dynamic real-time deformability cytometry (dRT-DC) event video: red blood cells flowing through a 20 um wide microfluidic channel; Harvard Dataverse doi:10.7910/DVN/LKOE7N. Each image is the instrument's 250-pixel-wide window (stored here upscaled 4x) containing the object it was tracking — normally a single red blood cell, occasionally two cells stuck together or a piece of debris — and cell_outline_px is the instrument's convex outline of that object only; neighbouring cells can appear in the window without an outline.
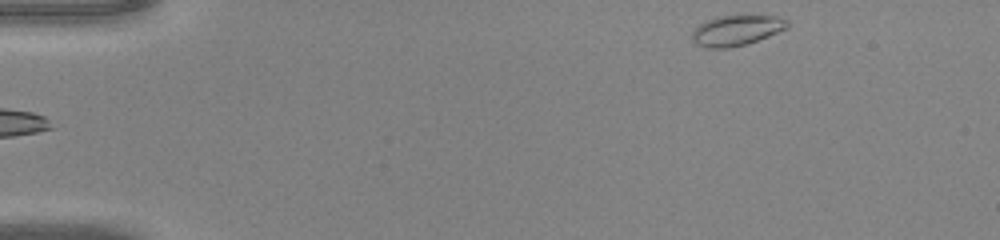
{"species": "common noctule bat (a hibernating species)", "species_latin": "Nyctalus noctula", "temperature_condition": "warm", "stored_images_in_passage": 42, "camera_frame_rate_fps": 3000, "um_per_image_px": 0.085, "animal": {"sex": "male", "body_mass_g": 20.0, "forearm_length_mm": 53.3}, "frame": {"image": 1, "passage_image": 1, "time_ms": 0.0, "image_size_px": [1000, 240], "cell_outline_px": [[788, 28], [748, 44], [728, 48], [704, 48], [696, 44], [692, 40], [692, 32], [704, 20], [716, 16], [776, 16], [788, 20]], "centroid_in_image_um": [62.58, 2.59], "position_along_channel_um": 22.4, "area_um2": 16.94}}
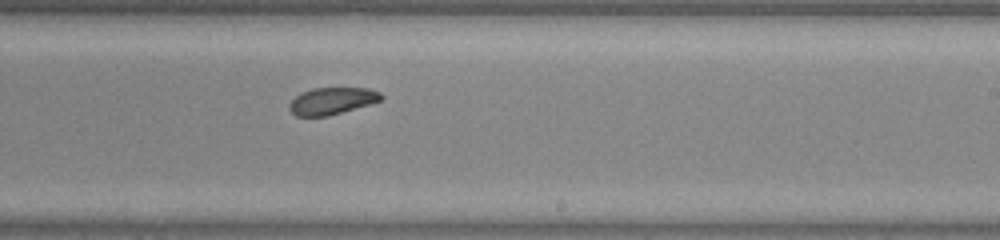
{"frame": {"image": 2, "passage_image": 24, "time_ms": 7.667, "image_size_px": [1000, 240], "cell_outline_px": [[384, 96], [380, 100], [372, 104], [328, 116], [296, 116], [288, 108], [288, 104], [300, 92], [312, 88], [368, 88], [380, 92]], "centroid_in_image_um": [28.22, 8.57], "position_along_channel_um": 260.8, "area_um2": 14.57}}
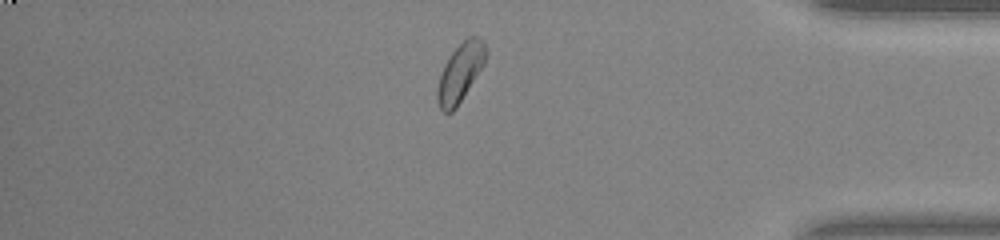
{"frame": {"image": 3, "passage_image": 35, "time_ms": 11.333, "image_size_px": [1000, 240], "cell_outline_px": [[488, 52], [484, 64], [456, 108], [452, 112], [444, 112], [440, 108], [436, 96], [436, 88], [444, 64], [452, 52], [468, 36], [476, 36], [484, 40]], "centroid_in_image_um": [39.13, 6.15], "position_along_channel_um": 396.1, "area_um2": 16.42}}